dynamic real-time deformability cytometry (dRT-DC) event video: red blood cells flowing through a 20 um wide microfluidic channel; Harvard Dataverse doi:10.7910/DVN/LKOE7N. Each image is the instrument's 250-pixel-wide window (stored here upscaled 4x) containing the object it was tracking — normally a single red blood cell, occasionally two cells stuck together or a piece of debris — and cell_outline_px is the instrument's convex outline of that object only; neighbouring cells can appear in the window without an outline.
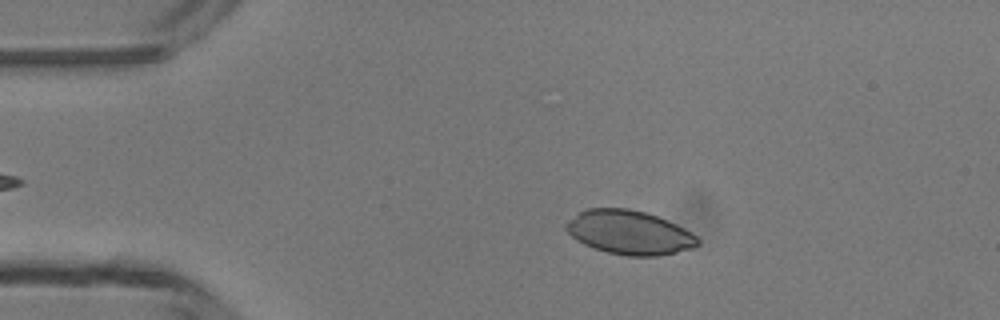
{"species": "common noctule bat (a hibernating species)", "species_latin": "Nyctalus noctula", "temperature_condition": "room temperature", "stored_images_in_passage": 3, "camera_frame_rate_fps": 3000, "um_per_image_px": 0.085, "animal": {"sex": "male", "body_mass_g": 13.3}, "frame": {"image": 1, "passage_image": 2, "time_ms": 1.333, "image_size_px": [1000, 320], "cell_outline_px": [[700, 244], [692, 248], [676, 252], [656, 256], [624, 256], [608, 252], [584, 244], [576, 240], [564, 228], [564, 224], [568, 220], [580, 212], [588, 208], [628, 208], [644, 212], [656, 216], [676, 224], [684, 228], [696, 236], [700, 240]], "centroid_in_image_um": [53.48, 19.76], "position_along_channel_um": 31.5, "area_um2": 33.58}}